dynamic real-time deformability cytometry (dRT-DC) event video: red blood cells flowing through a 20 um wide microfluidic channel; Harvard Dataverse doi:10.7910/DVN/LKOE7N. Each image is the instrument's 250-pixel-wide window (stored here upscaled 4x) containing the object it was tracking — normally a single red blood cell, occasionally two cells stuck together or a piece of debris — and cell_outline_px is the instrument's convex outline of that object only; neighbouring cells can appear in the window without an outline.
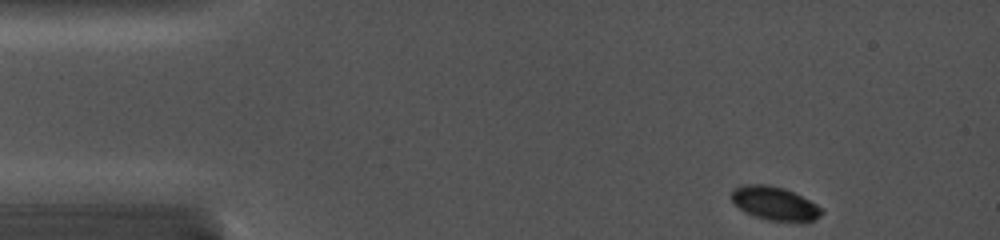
{"species": "common noctule bat (a hibernating species)", "species_latin": "Nyctalus noctula", "temperature_condition": "cold", "stored_images_in_passage": 22, "camera_frame_rate_fps": 5000, "um_per_image_px": 0.085, "animal": {"sex": "female", "body_mass_g": 19.0, "forearm_length_mm": 56.7}, "frame": {"image": 1, "passage_image": 1, "time_ms": 0.0, "image_size_px": [1000, 240], "cell_outline_px": [[824, 212], [820, 216], [804, 224], [800, 224], [768, 220], [744, 212], [732, 200], [732, 192], [736, 188], [744, 184], [768, 184], [784, 188], [816, 204]], "centroid_in_image_um": [65.89, 17.33], "position_along_channel_um": 19.1, "area_um2": 17.74}}
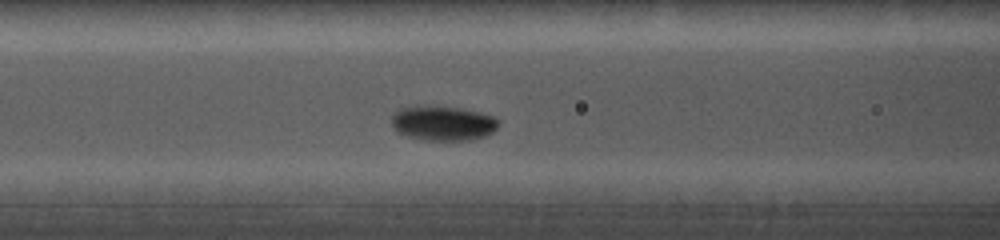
{"frame": {"image": 2, "passage_image": 13, "time_ms": 5.0, "image_size_px": [1000, 240], "cell_outline_px": [[500, 124], [492, 132], [484, 136], [472, 140], [424, 140], [408, 136], [396, 132], [392, 124], [392, 112], [400, 108], [416, 104], [428, 104], [460, 108], [492, 116], [500, 120]], "centroid_in_image_um": [37.59, 10.44], "position_along_channel_um": 129.0, "area_um2": 22.08}}
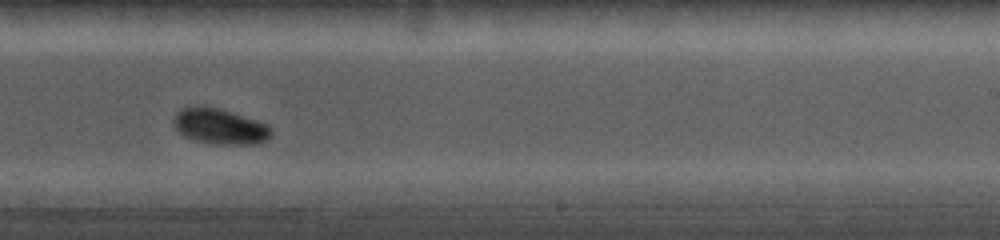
{"frame": {"image": 3, "passage_image": 21, "time_ms": 8.6, "image_size_px": [1000, 240], "cell_outline_px": [[272, 136], [268, 140], [256, 144], [212, 144], [196, 140], [184, 136], [172, 124], [172, 120], [176, 112], [180, 108], [192, 104], [200, 104], [232, 112], [268, 124], [272, 128]], "centroid_in_image_um": [18.67, 10.72], "position_along_channel_um": 270.3, "area_um2": 20.69}}